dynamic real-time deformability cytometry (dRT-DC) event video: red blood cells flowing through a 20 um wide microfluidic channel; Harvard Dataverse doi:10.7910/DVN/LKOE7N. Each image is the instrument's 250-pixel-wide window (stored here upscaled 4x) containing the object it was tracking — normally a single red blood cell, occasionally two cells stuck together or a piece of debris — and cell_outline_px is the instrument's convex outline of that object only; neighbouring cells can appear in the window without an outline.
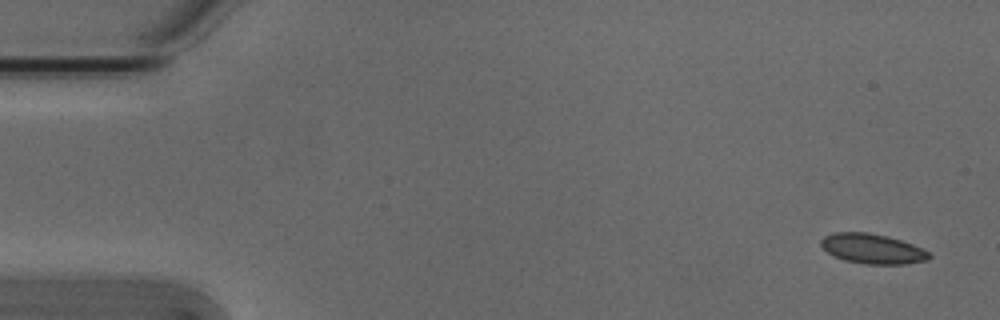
{"species": "Egyptian fruit bat (a non-hibernating species)", "species_latin": "Rousettus aegyptiacus", "temperature_condition": "cold", "stored_images_in_passage": 52, "camera_frame_rate_fps": 3000, "um_per_image_px": 0.085, "animal": {"sex": "male"}, "frame": {"image": 1, "passage_image": 1, "time_ms": 0.0, "image_size_px": [1000, 320], "cell_outline_px": [[932, 256], [928, 260], [904, 264], [864, 264], [844, 260], [832, 256], [820, 244], [820, 240], [824, 236], [832, 232], [868, 232], [888, 236], [912, 244], [928, 252]], "centroid_in_image_um": [74.12, 21.14], "position_along_channel_um": 10.9, "area_um2": 18.9}}
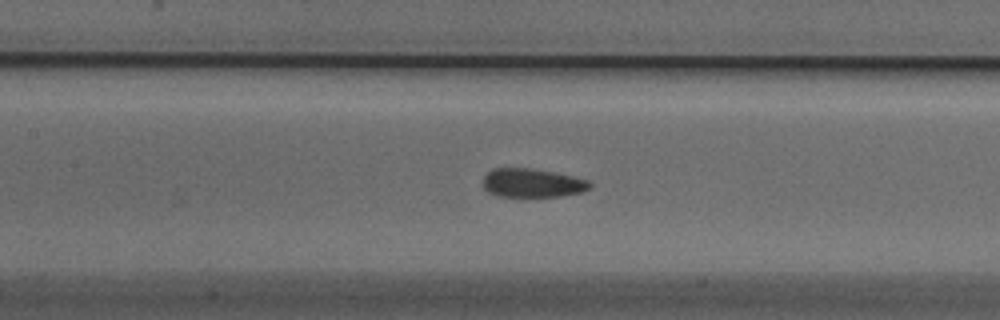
{"frame": {"image": 2, "passage_image": 23, "time_ms": 7.333, "image_size_px": [1000, 320], "cell_outline_px": [[592, 188], [584, 192], [560, 196], [500, 196], [488, 192], [484, 188], [484, 176], [492, 168], [532, 168], [572, 176], [588, 180], [592, 184]], "centroid_in_image_um": [45.27, 15.55], "position_along_channel_um": 162.1, "area_um2": 17.86}}
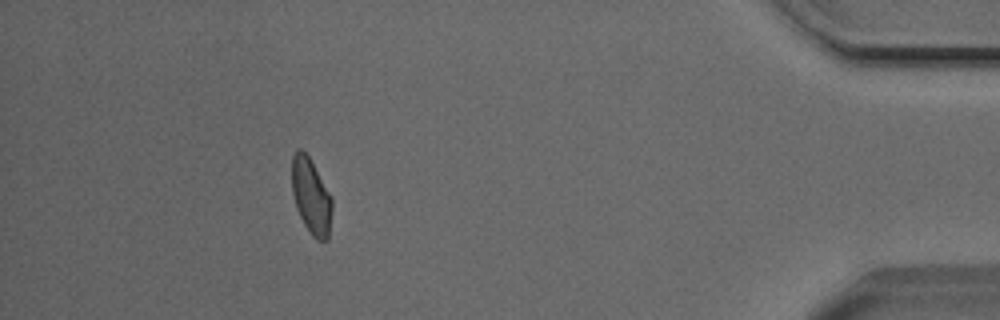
{"frame": {"image": 3, "passage_image": 47, "time_ms": 15.333, "image_size_px": [1000, 320], "cell_outline_px": [[332, 208], [328, 240], [316, 240], [312, 236], [304, 224], [296, 208], [292, 192], [292, 156], [296, 148], [300, 148], [308, 156], [332, 196]], "centroid_in_image_um": [26.44, 16.68], "position_along_channel_um": 408.8, "area_um2": 17.74}, "authors_computed_cell_mechanics": {"area_um2": 18.5538, "velocity_mm_per_s": 3.8099, "shape_relaxation_time_tau1_ms": 3.3946, "shape_relaxation_time_tau2_ms": 1.3314, "deformation_change_tau1": 0.0896, "deformation_change_tau2": 0.0442}}